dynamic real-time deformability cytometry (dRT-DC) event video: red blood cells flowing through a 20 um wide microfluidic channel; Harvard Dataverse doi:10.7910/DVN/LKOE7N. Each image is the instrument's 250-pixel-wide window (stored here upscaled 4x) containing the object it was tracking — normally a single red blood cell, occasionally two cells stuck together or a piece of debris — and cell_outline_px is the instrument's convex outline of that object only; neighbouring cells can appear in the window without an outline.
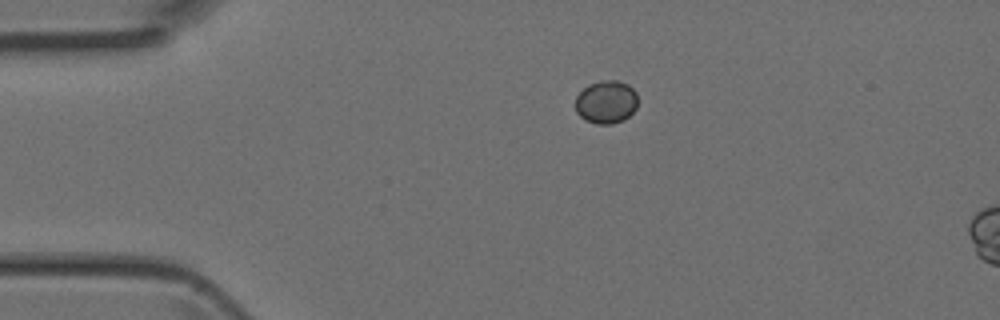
{"species": "Egyptian fruit bat (a non-hibernating species)", "species_latin": "Rousettus aegyptiacus", "temperature_condition": "room temperature", "stored_images_in_passage": 2, "camera_frame_rate_fps": 3000, "um_per_image_px": 0.085, "animal": {"sex": "female"}, "frame": {"image": 1, "passage_image": 1, "time_ms": 0.0, "image_size_px": [1000, 320], "cell_outline_px": [[636, 108], [624, 120], [612, 124], [596, 124], [584, 120], [576, 112], [576, 96], [588, 84], [604, 80], [616, 80], [628, 84], [636, 92]], "centroid_in_image_um": [51.51, 8.68], "position_along_channel_um": 33.5, "area_um2": 15.66}}